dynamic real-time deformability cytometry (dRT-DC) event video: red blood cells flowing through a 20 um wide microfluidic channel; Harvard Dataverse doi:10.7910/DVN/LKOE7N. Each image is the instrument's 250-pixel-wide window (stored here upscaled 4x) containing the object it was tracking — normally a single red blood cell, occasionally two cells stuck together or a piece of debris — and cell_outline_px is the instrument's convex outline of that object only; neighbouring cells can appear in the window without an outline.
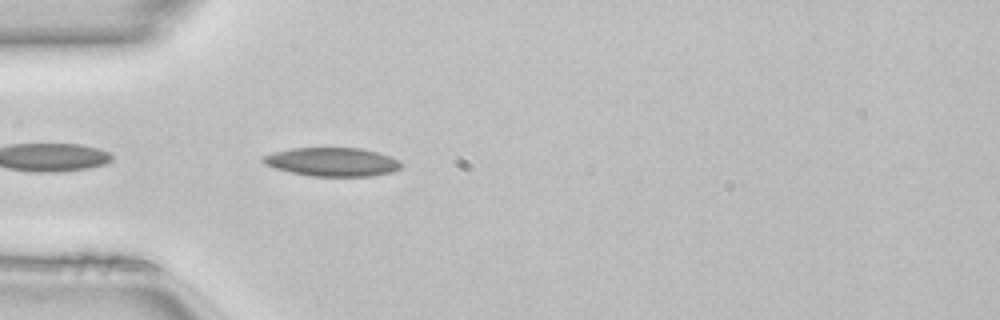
{"species": "common noctule bat (a hibernating species)", "species_latin": "Nyctalus noctula", "temperature_condition": "room temperature", "stored_images_in_passage": 7, "camera_frame_rate_fps": 3000, "um_per_image_px": 0.085, "animal": {"sex": "female", "body_mass_g": 22.7, "forearm_length_mm": 54.2}, "frame": {"image": 1, "passage_image": 3, "time_ms": 0.667, "image_size_px": [1000, 320], "cell_outline_px": [[400, 168], [392, 172], [372, 176], [308, 176], [276, 168], [264, 164], [260, 160], [264, 156], [272, 152], [292, 148], [360, 148], [376, 152], [400, 160]], "centroid_in_image_um": [28.21, 13.76], "position_along_channel_um": 56.8, "area_um2": 22.95}}